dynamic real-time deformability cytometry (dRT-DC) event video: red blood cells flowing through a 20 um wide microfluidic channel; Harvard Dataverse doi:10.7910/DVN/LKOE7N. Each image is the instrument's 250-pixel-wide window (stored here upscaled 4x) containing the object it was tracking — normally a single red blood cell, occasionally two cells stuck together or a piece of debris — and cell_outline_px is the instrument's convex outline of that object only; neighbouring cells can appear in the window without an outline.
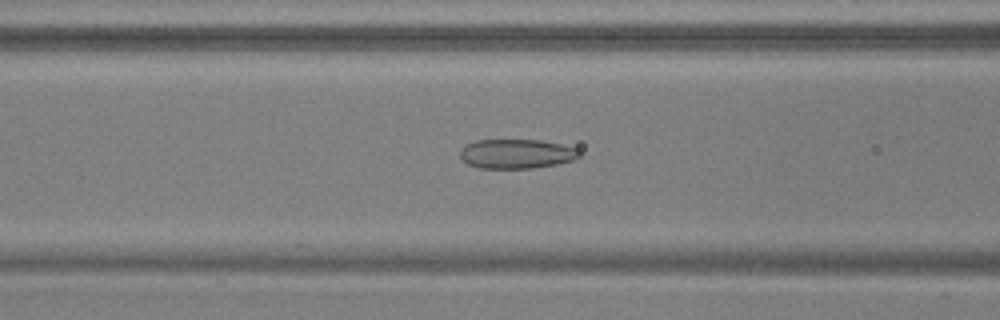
{"species": "common noctule bat (a hibernating species)", "species_latin": "Nyctalus noctula", "temperature_condition": "warm", "stored_images_in_passage": 37, "camera_frame_rate_fps": 3000, "um_per_image_px": 0.085, "animal": {"sex": "male", "body_mass_g": 17.9, "forearm_length_mm": 54.2}, "frame": {"image": 1, "passage_image": 10, "time_ms": 3.0, "image_size_px": [1000, 320], "cell_outline_px": [[580, 156], [572, 160], [556, 164], [532, 168], [480, 168], [468, 164], [460, 156], [460, 148], [464, 144], [476, 140], [540, 140], [560, 144], [576, 148], [580, 152]], "centroid_in_image_um": [43.87, 13.07], "position_along_channel_um": 122.7, "area_um2": 20.4}}
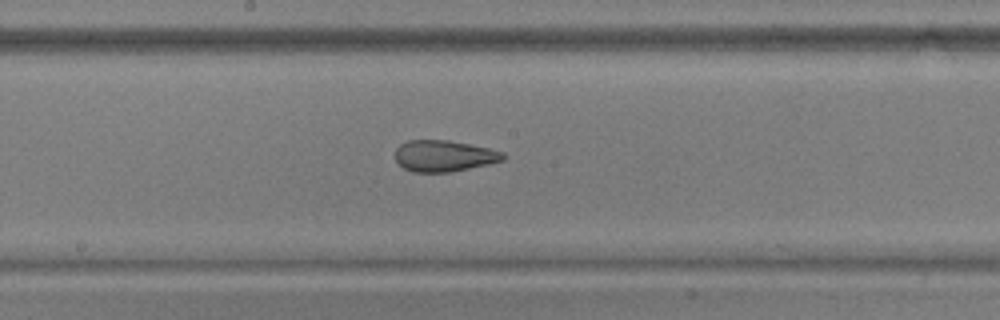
{"frame": {"image": 2, "passage_image": 17, "time_ms": 5.333, "image_size_px": [1000, 320], "cell_outline_px": [[508, 156], [504, 160], [488, 164], [452, 172], [412, 172], [404, 168], [396, 160], [396, 148], [400, 144], [408, 140], [448, 140], [488, 148], [504, 152]], "centroid_in_image_um": [37.76, 13.25], "position_along_channel_um": 210.4, "area_um2": 19.71}}
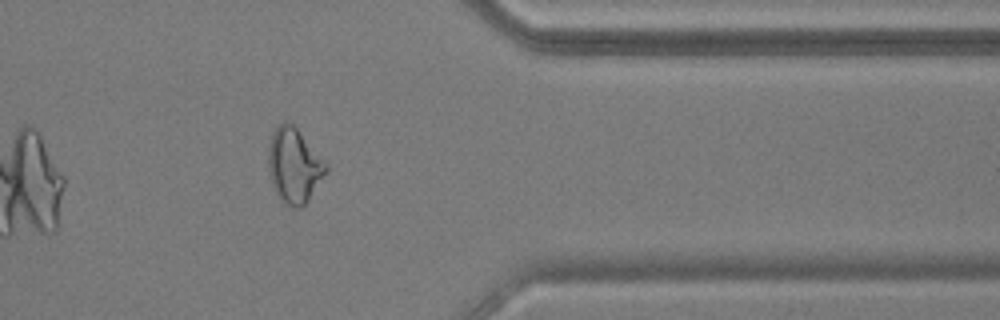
{"frame": {"image": 3, "passage_image": 32, "time_ms": 10.333, "image_size_px": [1000, 320], "cell_outline_px": [[328, 168], [308, 200], [300, 208], [292, 208], [284, 204], [276, 192], [268, 168], [268, 148], [272, 132], [284, 120], [288, 120], [296, 128], [328, 164]], "centroid_in_image_um": [24.98, 14.06], "position_along_channel_um": 386.4, "area_um2": 24.8}, "authors_computed_cell_mechanics": {"area_um2": 20.4612, "velocity_mm_per_s": 3.761, "shape_relaxation_time_tau1_ms": null, "shape_relaxation_time_tau2_ms": 1.4251, "deformation_change_tau1": null, "deformation_change_tau2": 0.0845}}